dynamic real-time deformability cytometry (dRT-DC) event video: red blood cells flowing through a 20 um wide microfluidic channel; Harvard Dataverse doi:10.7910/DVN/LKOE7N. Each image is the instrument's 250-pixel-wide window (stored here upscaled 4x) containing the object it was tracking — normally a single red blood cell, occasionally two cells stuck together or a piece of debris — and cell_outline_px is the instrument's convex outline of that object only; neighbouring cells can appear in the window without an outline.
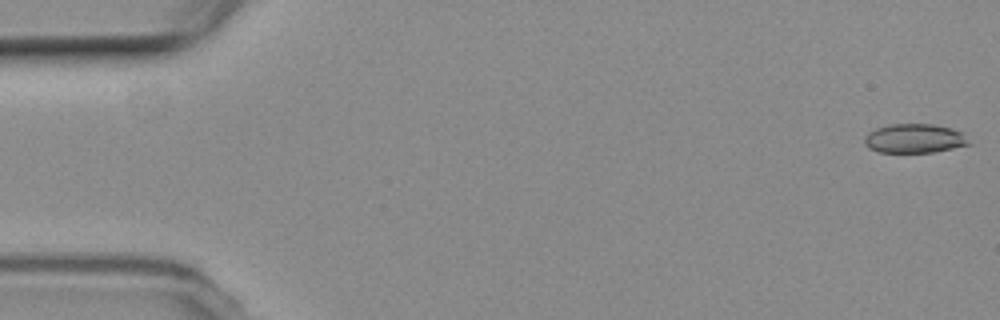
{"species": "common noctule bat (a hibernating species)", "species_latin": "Nyctalus noctula", "temperature_condition": "room temperature", "stored_images_in_passage": 10, "camera_frame_rate_fps": 3000, "um_per_image_px": 0.085, "animal": {"sex": "female", "body_mass_g": 19.3, "forearm_length_mm": 54.1}, "frame": {"image": 1, "passage_image": 1, "time_ms": 0.0, "image_size_px": [1000, 320], "cell_outline_px": [[972, 144], [932, 152], [880, 152], [868, 148], [864, 144], [864, 136], [868, 132], [876, 128], [892, 124], [932, 124], [952, 128], [960, 132]], "centroid_in_image_um": [77.69, 11.77], "position_along_channel_um": 7.3, "area_um2": 17.63}}
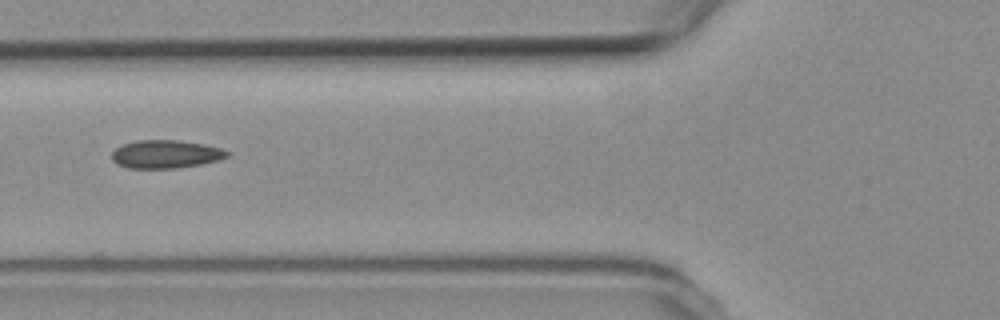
{"frame": {"image": 2, "passage_image": 7, "time_ms": 7.0, "image_size_px": [1000, 320], "cell_outline_px": [[228, 156], [220, 160], [200, 164], [176, 168], [128, 168], [116, 164], [112, 160], [112, 152], [116, 148], [124, 144], [136, 140], [180, 140], [204, 144], [220, 148], [228, 152]], "centroid_in_image_um": [14.07, 13.1], "position_along_channel_um": 111.7, "area_um2": 18.9}}
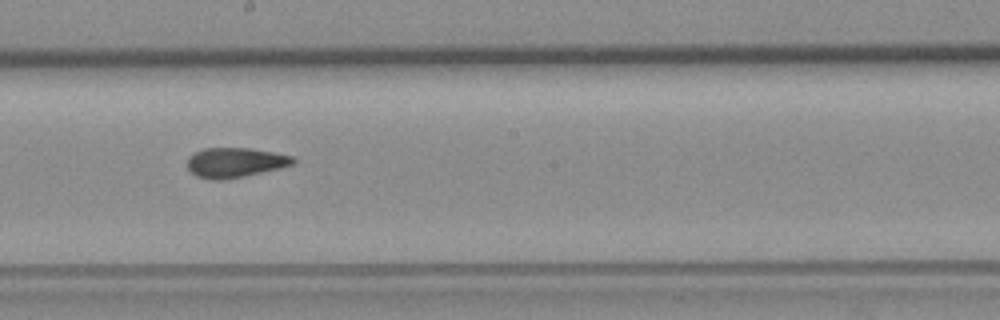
{"frame": {"image": 3, "passage_image": 10, "time_ms": 10.333, "image_size_px": [1000, 320], "cell_outline_px": [[296, 160], [292, 164], [280, 168], [244, 176], [220, 180], [208, 180], [196, 176], [188, 168], [188, 156], [204, 148], [252, 148], [292, 156]], "centroid_in_image_um": [19.96, 13.81], "position_along_channel_um": 228.2, "area_um2": 18.26}}